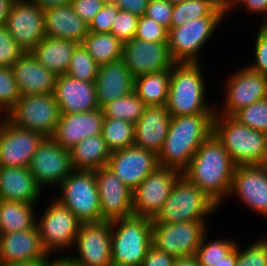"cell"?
I'll list each match as a JSON object with an SVG mask.
<instances>
[{"instance_id": "1", "label": "cell", "mask_w": 267, "mask_h": 266, "mask_svg": "<svg viewBox=\"0 0 267 266\" xmlns=\"http://www.w3.org/2000/svg\"><path fill=\"white\" fill-rule=\"evenodd\" d=\"M236 166L212 133L199 146L182 175L221 207L230 194Z\"/></svg>"}, {"instance_id": "2", "label": "cell", "mask_w": 267, "mask_h": 266, "mask_svg": "<svg viewBox=\"0 0 267 266\" xmlns=\"http://www.w3.org/2000/svg\"><path fill=\"white\" fill-rule=\"evenodd\" d=\"M214 114L171 116L168 134L158 153L159 166L183 172L199 146L213 133Z\"/></svg>"}, {"instance_id": "3", "label": "cell", "mask_w": 267, "mask_h": 266, "mask_svg": "<svg viewBox=\"0 0 267 266\" xmlns=\"http://www.w3.org/2000/svg\"><path fill=\"white\" fill-rule=\"evenodd\" d=\"M201 64L175 63L171 68L166 104L171 116L215 113L216 104L209 103L208 85Z\"/></svg>"}, {"instance_id": "4", "label": "cell", "mask_w": 267, "mask_h": 266, "mask_svg": "<svg viewBox=\"0 0 267 266\" xmlns=\"http://www.w3.org/2000/svg\"><path fill=\"white\" fill-rule=\"evenodd\" d=\"M213 134L236 165L267 164L266 133L249 128L232 116L215 113Z\"/></svg>"}, {"instance_id": "5", "label": "cell", "mask_w": 267, "mask_h": 266, "mask_svg": "<svg viewBox=\"0 0 267 266\" xmlns=\"http://www.w3.org/2000/svg\"><path fill=\"white\" fill-rule=\"evenodd\" d=\"M219 208L205 192L181 175L152 221L160 224L202 221L208 226L209 217L218 212Z\"/></svg>"}, {"instance_id": "6", "label": "cell", "mask_w": 267, "mask_h": 266, "mask_svg": "<svg viewBox=\"0 0 267 266\" xmlns=\"http://www.w3.org/2000/svg\"><path fill=\"white\" fill-rule=\"evenodd\" d=\"M151 218L131 215L111 220L112 266H141L152 245Z\"/></svg>"}, {"instance_id": "7", "label": "cell", "mask_w": 267, "mask_h": 266, "mask_svg": "<svg viewBox=\"0 0 267 266\" xmlns=\"http://www.w3.org/2000/svg\"><path fill=\"white\" fill-rule=\"evenodd\" d=\"M53 197L67 207L81 223L105 221L94 171L73 170L56 188Z\"/></svg>"}, {"instance_id": "8", "label": "cell", "mask_w": 267, "mask_h": 266, "mask_svg": "<svg viewBox=\"0 0 267 266\" xmlns=\"http://www.w3.org/2000/svg\"><path fill=\"white\" fill-rule=\"evenodd\" d=\"M41 215L36 216V226L43 248L49 255H57L61 251L69 254L82 223L54 198L47 203Z\"/></svg>"}, {"instance_id": "9", "label": "cell", "mask_w": 267, "mask_h": 266, "mask_svg": "<svg viewBox=\"0 0 267 266\" xmlns=\"http://www.w3.org/2000/svg\"><path fill=\"white\" fill-rule=\"evenodd\" d=\"M227 17H201L168 32V48L175 63H201V52ZM200 54V55H199Z\"/></svg>"}, {"instance_id": "10", "label": "cell", "mask_w": 267, "mask_h": 266, "mask_svg": "<svg viewBox=\"0 0 267 266\" xmlns=\"http://www.w3.org/2000/svg\"><path fill=\"white\" fill-rule=\"evenodd\" d=\"M53 93L24 95L4 116L13 125L52 137L60 118Z\"/></svg>"}, {"instance_id": "11", "label": "cell", "mask_w": 267, "mask_h": 266, "mask_svg": "<svg viewBox=\"0 0 267 266\" xmlns=\"http://www.w3.org/2000/svg\"><path fill=\"white\" fill-rule=\"evenodd\" d=\"M224 82L222 104L218 107L215 105V113L220 115L233 116L246 106L267 98V76L254 72L245 65L227 75Z\"/></svg>"}, {"instance_id": "12", "label": "cell", "mask_w": 267, "mask_h": 266, "mask_svg": "<svg viewBox=\"0 0 267 266\" xmlns=\"http://www.w3.org/2000/svg\"><path fill=\"white\" fill-rule=\"evenodd\" d=\"M209 227L202 221L153 223L152 245L174 258L195 255Z\"/></svg>"}, {"instance_id": "13", "label": "cell", "mask_w": 267, "mask_h": 266, "mask_svg": "<svg viewBox=\"0 0 267 266\" xmlns=\"http://www.w3.org/2000/svg\"><path fill=\"white\" fill-rule=\"evenodd\" d=\"M181 175V171L158 166L132 191L133 215L154 219Z\"/></svg>"}, {"instance_id": "14", "label": "cell", "mask_w": 267, "mask_h": 266, "mask_svg": "<svg viewBox=\"0 0 267 266\" xmlns=\"http://www.w3.org/2000/svg\"><path fill=\"white\" fill-rule=\"evenodd\" d=\"M29 170L42 190L56 188L73 171L70 150L52 137H45L31 159Z\"/></svg>"}, {"instance_id": "15", "label": "cell", "mask_w": 267, "mask_h": 266, "mask_svg": "<svg viewBox=\"0 0 267 266\" xmlns=\"http://www.w3.org/2000/svg\"><path fill=\"white\" fill-rule=\"evenodd\" d=\"M44 9L29 0H13L6 19L11 37L25 51H32L45 37Z\"/></svg>"}, {"instance_id": "16", "label": "cell", "mask_w": 267, "mask_h": 266, "mask_svg": "<svg viewBox=\"0 0 267 266\" xmlns=\"http://www.w3.org/2000/svg\"><path fill=\"white\" fill-rule=\"evenodd\" d=\"M111 243V221L82 223L73 245V250L78 253L72 251L68 255L80 263L112 266Z\"/></svg>"}, {"instance_id": "17", "label": "cell", "mask_w": 267, "mask_h": 266, "mask_svg": "<svg viewBox=\"0 0 267 266\" xmlns=\"http://www.w3.org/2000/svg\"><path fill=\"white\" fill-rule=\"evenodd\" d=\"M44 138L41 133L19 128L2 116L0 118V167L29 168L31 159Z\"/></svg>"}, {"instance_id": "18", "label": "cell", "mask_w": 267, "mask_h": 266, "mask_svg": "<svg viewBox=\"0 0 267 266\" xmlns=\"http://www.w3.org/2000/svg\"><path fill=\"white\" fill-rule=\"evenodd\" d=\"M267 219V164L237 165L228 196Z\"/></svg>"}, {"instance_id": "19", "label": "cell", "mask_w": 267, "mask_h": 266, "mask_svg": "<svg viewBox=\"0 0 267 266\" xmlns=\"http://www.w3.org/2000/svg\"><path fill=\"white\" fill-rule=\"evenodd\" d=\"M122 60L134 78L170 70L175 64L168 42H149L135 37L123 43Z\"/></svg>"}, {"instance_id": "20", "label": "cell", "mask_w": 267, "mask_h": 266, "mask_svg": "<svg viewBox=\"0 0 267 266\" xmlns=\"http://www.w3.org/2000/svg\"><path fill=\"white\" fill-rule=\"evenodd\" d=\"M158 155L132 145L111 152L107 167L132 191L157 167Z\"/></svg>"}, {"instance_id": "21", "label": "cell", "mask_w": 267, "mask_h": 266, "mask_svg": "<svg viewBox=\"0 0 267 266\" xmlns=\"http://www.w3.org/2000/svg\"><path fill=\"white\" fill-rule=\"evenodd\" d=\"M94 174L102 218L111 221L133 215L132 190L107 166L95 170Z\"/></svg>"}, {"instance_id": "22", "label": "cell", "mask_w": 267, "mask_h": 266, "mask_svg": "<svg viewBox=\"0 0 267 266\" xmlns=\"http://www.w3.org/2000/svg\"><path fill=\"white\" fill-rule=\"evenodd\" d=\"M102 108L82 113H61L52 138L64 149L71 150L87 137L102 133Z\"/></svg>"}, {"instance_id": "23", "label": "cell", "mask_w": 267, "mask_h": 266, "mask_svg": "<svg viewBox=\"0 0 267 266\" xmlns=\"http://www.w3.org/2000/svg\"><path fill=\"white\" fill-rule=\"evenodd\" d=\"M53 95L60 113H82L99 108L95 82L81 81L68 74L57 76Z\"/></svg>"}, {"instance_id": "24", "label": "cell", "mask_w": 267, "mask_h": 266, "mask_svg": "<svg viewBox=\"0 0 267 266\" xmlns=\"http://www.w3.org/2000/svg\"><path fill=\"white\" fill-rule=\"evenodd\" d=\"M48 256L36 225L32 229L0 234V262H37Z\"/></svg>"}, {"instance_id": "25", "label": "cell", "mask_w": 267, "mask_h": 266, "mask_svg": "<svg viewBox=\"0 0 267 266\" xmlns=\"http://www.w3.org/2000/svg\"><path fill=\"white\" fill-rule=\"evenodd\" d=\"M11 68L21 96L54 92L57 76L41 65L31 51L24 52Z\"/></svg>"}, {"instance_id": "26", "label": "cell", "mask_w": 267, "mask_h": 266, "mask_svg": "<svg viewBox=\"0 0 267 266\" xmlns=\"http://www.w3.org/2000/svg\"><path fill=\"white\" fill-rule=\"evenodd\" d=\"M134 80L122 59L100 65L95 79L98 107L134 92Z\"/></svg>"}, {"instance_id": "27", "label": "cell", "mask_w": 267, "mask_h": 266, "mask_svg": "<svg viewBox=\"0 0 267 266\" xmlns=\"http://www.w3.org/2000/svg\"><path fill=\"white\" fill-rule=\"evenodd\" d=\"M171 115L166 105L146 106L135 124L134 145L158 155L168 134Z\"/></svg>"}, {"instance_id": "28", "label": "cell", "mask_w": 267, "mask_h": 266, "mask_svg": "<svg viewBox=\"0 0 267 266\" xmlns=\"http://www.w3.org/2000/svg\"><path fill=\"white\" fill-rule=\"evenodd\" d=\"M42 192L29 168L0 167L1 200L37 204Z\"/></svg>"}, {"instance_id": "29", "label": "cell", "mask_w": 267, "mask_h": 266, "mask_svg": "<svg viewBox=\"0 0 267 266\" xmlns=\"http://www.w3.org/2000/svg\"><path fill=\"white\" fill-rule=\"evenodd\" d=\"M45 37L65 39L81 44L89 33L87 24L72 5L51 7L44 10Z\"/></svg>"}, {"instance_id": "30", "label": "cell", "mask_w": 267, "mask_h": 266, "mask_svg": "<svg viewBox=\"0 0 267 266\" xmlns=\"http://www.w3.org/2000/svg\"><path fill=\"white\" fill-rule=\"evenodd\" d=\"M77 45L65 39L44 37L31 53L41 65L59 76L66 74Z\"/></svg>"}, {"instance_id": "31", "label": "cell", "mask_w": 267, "mask_h": 266, "mask_svg": "<svg viewBox=\"0 0 267 266\" xmlns=\"http://www.w3.org/2000/svg\"><path fill=\"white\" fill-rule=\"evenodd\" d=\"M110 155L102 134L87 137L70 150L72 169L95 171L107 166Z\"/></svg>"}, {"instance_id": "32", "label": "cell", "mask_w": 267, "mask_h": 266, "mask_svg": "<svg viewBox=\"0 0 267 266\" xmlns=\"http://www.w3.org/2000/svg\"><path fill=\"white\" fill-rule=\"evenodd\" d=\"M36 204L0 201V234L32 229L36 225Z\"/></svg>"}, {"instance_id": "33", "label": "cell", "mask_w": 267, "mask_h": 266, "mask_svg": "<svg viewBox=\"0 0 267 266\" xmlns=\"http://www.w3.org/2000/svg\"><path fill=\"white\" fill-rule=\"evenodd\" d=\"M170 76L171 69L139 76L134 80V92L146 106L166 105Z\"/></svg>"}, {"instance_id": "34", "label": "cell", "mask_w": 267, "mask_h": 266, "mask_svg": "<svg viewBox=\"0 0 267 266\" xmlns=\"http://www.w3.org/2000/svg\"><path fill=\"white\" fill-rule=\"evenodd\" d=\"M81 44L99 66L122 59L123 43L112 33L89 32Z\"/></svg>"}, {"instance_id": "35", "label": "cell", "mask_w": 267, "mask_h": 266, "mask_svg": "<svg viewBox=\"0 0 267 266\" xmlns=\"http://www.w3.org/2000/svg\"><path fill=\"white\" fill-rule=\"evenodd\" d=\"M201 17L227 16L218 7V0H188L173 6L170 28Z\"/></svg>"}, {"instance_id": "36", "label": "cell", "mask_w": 267, "mask_h": 266, "mask_svg": "<svg viewBox=\"0 0 267 266\" xmlns=\"http://www.w3.org/2000/svg\"><path fill=\"white\" fill-rule=\"evenodd\" d=\"M208 231L210 230H207L203 235L195 254L201 266L217 265L236 248L238 242L235 239L233 240L231 237L230 239L217 237L214 240H208Z\"/></svg>"}, {"instance_id": "37", "label": "cell", "mask_w": 267, "mask_h": 266, "mask_svg": "<svg viewBox=\"0 0 267 266\" xmlns=\"http://www.w3.org/2000/svg\"><path fill=\"white\" fill-rule=\"evenodd\" d=\"M135 124L126 120L105 118L102 137L110 151L134 145Z\"/></svg>"}, {"instance_id": "38", "label": "cell", "mask_w": 267, "mask_h": 266, "mask_svg": "<svg viewBox=\"0 0 267 266\" xmlns=\"http://www.w3.org/2000/svg\"><path fill=\"white\" fill-rule=\"evenodd\" d=\"M146 105L135 92L115 99L102 107L105 118L126 120L136 124L144 113Z\"/></svg>"}, {"instance_id": "39", "label": "cell", "mask_w": 267, "mask_h": 266, "mask_svg": "<svg viewBox=\"0 0 267 266\" xmlns=\"http://www.w3.org/2000/svg\"><path fill=\"white\" fill-rule=\"evenodd\" d=\"M99 65L86 51L82 44H78L73 51L66 74L81 81L95 82Z\"/></svg>"}, {"instance_id": "40", "label": "cell", "mask_w": 267, "mask_h": 266, "mask_svg": "<svg viewBox=\"0 0 267 266\" xmlns=\"http://www.w3.org/2000/svg\"><path fill=\"white\" fill-rule=\"evenodd\" d=\"M232 117L249 128L267 134V98L246 106Z\"/></svg>"}, {"instance_id": "41", "label": "cell", "mask_w": 267, "mask_h": 266, "mask_svg": "<svg viewBox=\"0 0 267 266\" xmlns=\"http://www.w3.org/2000/svg\"><path fill=\"white\" fill-rule=\"evenodd\" d=\"M20 98L21 93L12 68L0 67V116H5Z\"/></svg>"}, {"instance_id": "42", "label": "cell", "mask_w": 267, "mask_h": 266, "mask_svg": "<svg viewBox=\"0 0 267 266\" xmlns=\"http://www.w3.org/2000/svg\"><path fill=\"white\" fill-rule=\"evenodd\" d=\"M237 242L236 266H267V238L262 237L252 241L243 249Z\"/></svg>"}, {"instance_id": "43", "label": "cell", "mask_w": 267, "mask_h": 266, "mask_svg": "<svg viewBox=\"0 0 267 266\" xmlns=\"http://www.w3.org/2000/svg\"><path fill=\"white\" fill-rule=\"evenodd\" d=\"M258 29L255 35L254 60L245 66L257 73L267 76V24H257Z\"/></svg>"}, {"instance_id": "44", "label": "cell", "mask_w": 267, "mask_h": 266, "mask_svg": "<svg viewBox=\"0 0 267 266\" xmlns=\"http://www.w3.org/2000/svg\"><path fill=\"white\" fill-rule=\"evenodd\" d=\"M168 32L167 28L143 15L139 17L135 38L149 42H168Z\"/></svg>"}, {"instance_id": "45", "label": "cell", "mask_w": 267, "mask_h": 266, "mask_svg": "<svg viewBox=\"0 0 267 266\" xmlns=\"http://www.w3.org/2000/svg\"><path fill=\"white\" fill-rule=\"evenodd\" d=\"M139 17L129 11L119 9L117 17L113 22L111 33L122 43L132 40L135 37Z\"/></svg>"}, {"instance_id": "46", "label": "cell", "mask_w": 267, "mask_h": 266, "mask_svg": "<svg viewBox=\"0 0 267 266\" xmlns=\"http://www.w3.org/2000/svg\"><path fill=\"white\" fill-rule=\"evenodd\" d=\"M25 51L11 37L6 25L0 26V67H12Z\"/></svg>"}, {"instance_id": "47", "label": "cell", "mask_w": 267, "mask_h": 266, "mask_svg": "<svg viewBox=\"0 0 267 266\" xmlns=\"http://www.w3.org/2000/svg\"><path fill=\"white\" fill-rule=\"evenodd\" d=\"M119 8L113 3L104 4L102 9L94 16L89 23V32L111 33V28L117 17Z\"/></svg>"}, {"instance_id": "48", "label": "cell", "mask_w": 267, "mask_h": 266, "mask_svg": "<svg viewBox=\"0 0 267 266\" xmlns=\"http://www.w3.org/2000/svg\"><path fill=\"white\" fill-rule=\"evenodd\" d=\"M173 6L169 0H149L145 15L169 30Z\"/></svg>"}, {"instance_id": "49", "label": "cell", "mask_w": 267, "mask_h": 266, "mask_svg": "<svg viewBox=\"0 0 267 266\" xmlns=\"http://www.w3.org/2000/svg\"><path fill=\"white\" fill-rule=\"evenodd\" d=\"M74 11L89 24L102 9L104 3L99 0H72Z\"/></svg>"}, {"instance_id": "50", "label": "cell", "mask_w": 267, "mask_h": 266, "mask_svg": "<svg viewBox=\"0 0 267 266\" xmlns=\"http://www.w3.org/2000/svg\"><path fill=\"white\" fill-rule=\"evenodd\" d=\"M174 262V257L151 245L141 266H173Z\"/></svg>"}, {"instance_id": "51", "label": "cell", "mask_w": 267, "mask_h": 266, "mask_svg": "<svg viewBox=\"0 0 267 266\" xmlns=\"http://www.w3.org/2000/svg\"><path fill=\"white\" fill-rule=\"evenodd\" d=\"M239 6L240 9H245L244 11L246 13L248 12V15L251 13L255 15H261L262 17L260 18L262 21L259 23L267 24V0H243Z\"/></svg>"}, {"instance_id": "52", "label": "cell", "mask_w": 267, "mask_h": 266, "mask_svg": "<svg viewBox=\"0 0 267 266\" xmlns=\"http://www.w3.org/2000/svg\"><path fill=\"white\" fill-rule=\"evenodd\" d=\"M149 0H114L113 4L119 9L129 11L140 17L145 15Z\"/></svg>"}, {"instance_id": "53", "label": "cell", "mask_w": 267, "mask_h": 266, "mask_svg": "<svg viewBox=\"0 0 267 266\" xmlns=\"http://www.w3.org/2000/svg\"><path fill=\"white\" fill-rule=\"evenodd\" d=\"M49 255L42 263V266H74V260L67 254L60 256ZM52 257V258H51Z\"/></svg>"}, {"instance_id": "54", "label": "cell", "mask_w": 267, "mask_h": 266, "mask_svg": "<svg viewBox=\"0 0 267 266\" xmlns=\"http://www.w3.org/2000/svg\"><path fill=\"white\" fill-rule=\"evenodd\" d=\"M32 3H35L37 6H40L42 9H48L51 7L71 5L72 0H29Z\"/></svg>"}, {"instance_id": "55", "label": "cell", "mask_w": 267, "mask_h": 266, "mask_svg": "<svg viewBox=\"0 0 267 266\" xmlns=\"http://www.w3.org/2000/svg\"><path fill=\"white\" fill-rule=\"evenodd\" d=\"M243 0H218V7L228 16L239 7Z\"/></svg>"}, {"instance_id": "56", "label": "cell", "mask_w": 267, "mask_h": 266, "mask_svg": "<svg viewBox=\"0 0 267 266\" xmlns=\"http://www.w3.org/2000/svg\"><path fill=\"white\" fill-rule=\"evenodd\" d=\"M173 266H201L196 255L182 256L175 258Z\"/></svg>"}, {"instance_id": "57", "label": "cell", "mask_w": 267, "mask_h": 266, "mask_svg": "<svg viewBox=\"0 0 267 266\" xmlns=\"http://www.w3.org/2000/svg\"><path fill=\"white\" fill-rule=\"evenodd\" d=\"M13 0H0V26L6 23L7 15Z\"/></svg>"}, {"instance_id": "58", "label": "cell", "mask_w": 267, "mask_h": 266, "mask_svg": "<svg viewBox=\"0 0 267 266\" xmlns=\"http://www.w3.org/2000/svg\"><path fill=\"white\" fill-rule=\"evenodd\" d=\"M236 261H237V245L236 248L229 253L223 261L219 262L215 266H236Z\"/></svg>"}, {"instance_id": "59", "label": "cell", "mask_w": 267, "mask_h": 266, "mask_svg": "<svg viewBox=\"0 0 267 266\" xmlns=\"http://www.w3.org/2000/svg\"><path fill=\"white\" fill-rule=\"evenodd\" d=\"M43 261L37 262H15V263H5L0 262V266H42Z\"/></svg>"}, {"instance_id": "60", "label": "cell", "mask_w": 267, "mask_h": 266, "mask_svg": "<svg viewBox=\"0 0 267 266\" xmlns=\"http://www.w3.org/2000/svg\"><path fill=\"white\" fill-rule=\"evenodd\" d=\"M173 5L178 4V3H182L188 0H169Z\"/></svg>"}, {"instance_id": "61", "label": "cell", "mask_w": 267, "mask_h": 266, "mask_svg": "<svg viewBox=\"0 0 267 266\" xmlns=\"http://www.w3.org/2000/svg\"><path fill=\"white\" fill-rule=\"evenodd\" d=\"M74 266H92V265H88V264H84V263H80V262L74 261Z\"/></svg>"}, {"instance_id": "62", "label": "cell", "mask_w": 267, "mask_h": 266, "mask_svg": "<svg viewBox=\"0 0 267 266\" xmlns=\"http://www.w3.org/2000/svg\"><path fill=\"white\" fill-rule=\"evenodd\" d=\"M101 2H103L104 4H107V3H113L114 0H99Z\"/></svg>"}]
</instances>
